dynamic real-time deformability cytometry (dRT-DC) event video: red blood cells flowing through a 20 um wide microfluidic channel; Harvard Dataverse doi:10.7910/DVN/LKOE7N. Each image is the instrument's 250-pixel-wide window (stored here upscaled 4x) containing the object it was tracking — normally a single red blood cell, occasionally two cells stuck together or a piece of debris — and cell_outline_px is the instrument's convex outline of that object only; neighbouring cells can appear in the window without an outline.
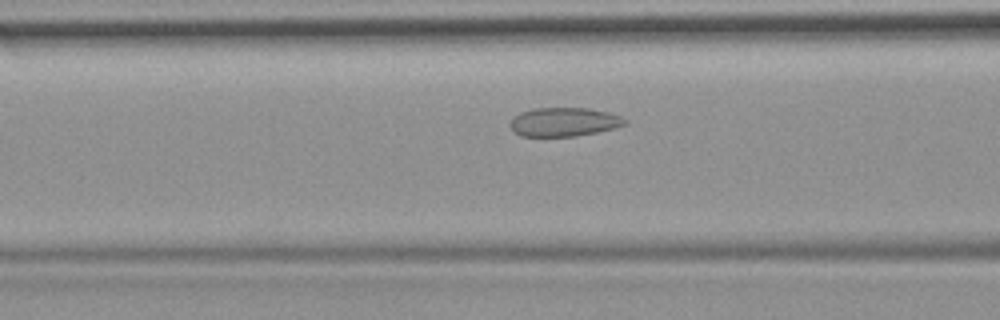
{"species": "common noctule bat (a hibernating species)", "species_latin": "Nyctalus noctula", "temperature_condition": "room temperature", "stored_images_in_passage": 12, "camera_frame_rate_fps": 3000, "um_per_image_px": 0.085, "animal": {"sex": "female", "body_mass_g": 19.9}, "frame": {"image": 1, "passage_image": 10, "time_ms": 3.0, "image_size_px": [1000, 320], "cell_outline_px": [[628, 124], [616, 128], [576, 136], [520, 136], [512, 132], [508, 124], [520, 112], [532, 108], [588, 108], [608, 112], [620, 116], [628, 120]], "centroid_in_image_um": [47.94, 10.37], "position_along_channel_um": 118.7, "area_um2": 19.48}}